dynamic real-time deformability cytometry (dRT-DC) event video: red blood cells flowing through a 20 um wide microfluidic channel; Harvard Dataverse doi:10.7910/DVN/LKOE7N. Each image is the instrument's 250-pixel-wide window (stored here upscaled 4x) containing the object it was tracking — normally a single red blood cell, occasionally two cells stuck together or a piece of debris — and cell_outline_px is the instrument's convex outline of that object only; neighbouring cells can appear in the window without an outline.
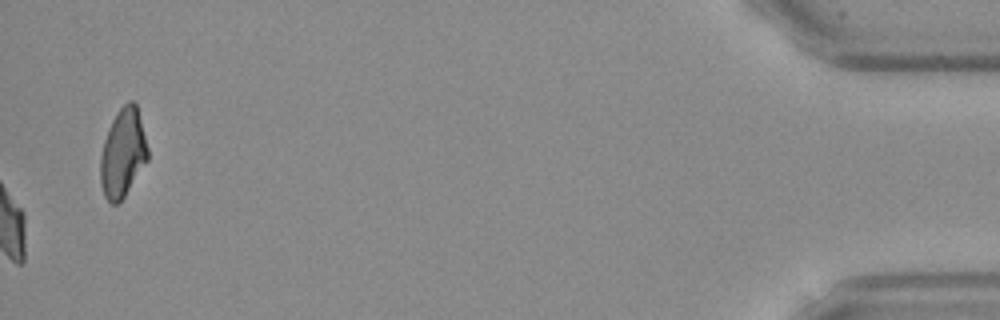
{"species": "Egyptian fruit bat (a non-hibernating species)", "species_latin": "Rousettus aegyptiacus", "temperature_condition": "warm", "stored_images_in_passage": 49, "camera_frame_rate_fps": 3000, "um_per_image_px": 0.085, "frame": {"image": 1, "passage_image": 49, "time_ms": 16.0, "image_size_px": [1000, 320], "cell_outline_px": [[148, 160], [124, 196], [116, 204], [112, 204], [104, 196], [100, 184], [100, 156], [104, 140], [108, 128], [112, 120], [120, 108], [128, 100], [132, 100], [136, 104], [148, 148]], "centroid_in_image_um": [10.43, 13.01], "position_along_channel_um": 424.8, "area_um2": 24.28}, "authors_computed_cell_mechanics": {"area_um2": 23.3512, "velocity_mm_per_s": 3.8734, "shape_relaxation_time_tau1_ms": 9.9831, "shape_relaxation_time_tau2_ms": 1.999, "deformation_change_tau1": 0.2577, "deformation_change_tau2": 0.0972}}